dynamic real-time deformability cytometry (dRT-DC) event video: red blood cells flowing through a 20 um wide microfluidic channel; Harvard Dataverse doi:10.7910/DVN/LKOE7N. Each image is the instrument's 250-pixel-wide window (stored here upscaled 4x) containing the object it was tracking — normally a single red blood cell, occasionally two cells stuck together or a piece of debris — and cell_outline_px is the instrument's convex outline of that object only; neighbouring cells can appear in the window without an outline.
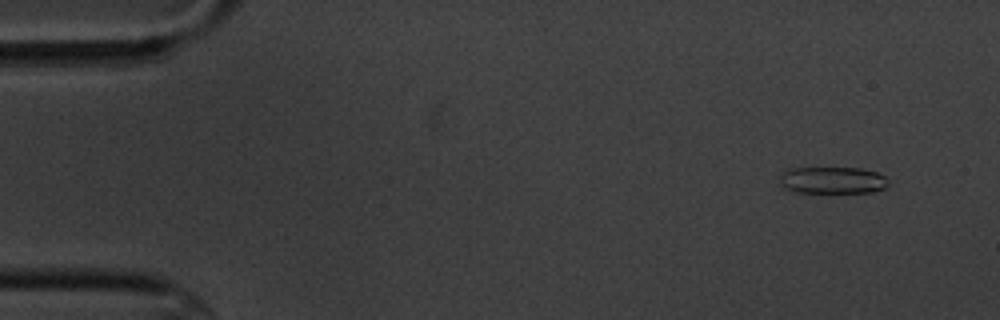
{"species": "common noctule bat (a hibernating species)", "species_latin": "Nyctalus noctula", "temperature_condition": "cold", "stored_images_in_passage": 4, "camera_frame_rate_fps": 3000, "um_per_image_px": 0.085, "animal": {"sex": "male", "body_mass_g": 20.1, "forearm_length_mm": 53.5}, "frame": {"image": 1, "passage_image": 2, "time_ms": 1.333, "image_size_px": [1000, 320], "cell_outline_px": [[888, 184], [884, 188], [872, 192], [792, 192], [784, 188], [780, 184], [780, 172], [788, 168], [860, 168], [876, 172], [884, 176], [888, 180]], "centroid_in_image_um": [70.71, 15.31], "position_along_channel_um": 14.3, "area_um2": 17.11}}